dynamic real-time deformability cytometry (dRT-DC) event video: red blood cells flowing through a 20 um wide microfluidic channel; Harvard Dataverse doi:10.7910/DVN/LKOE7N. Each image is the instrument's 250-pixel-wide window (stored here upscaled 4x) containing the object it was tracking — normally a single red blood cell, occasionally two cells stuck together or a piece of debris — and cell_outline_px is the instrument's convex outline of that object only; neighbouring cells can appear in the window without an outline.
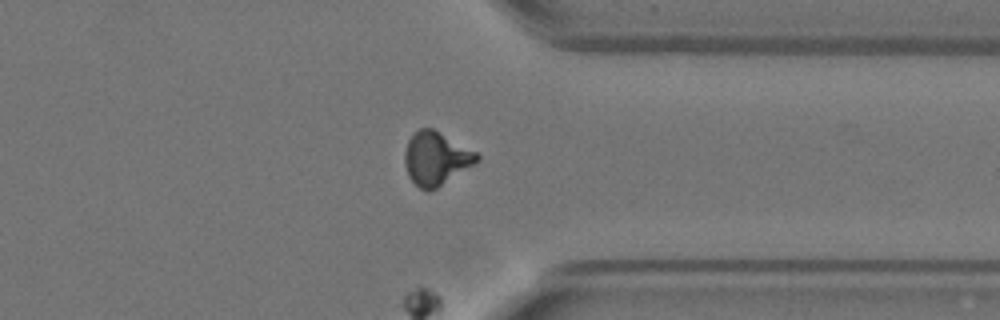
{"species": "Egyptian fruit bat (a non-hibernating species)", "species_latin": "Rousettus aegyptiacus", "temperature_condition": "warm", "stored_images_in_passage": 54, "segment_of_instrument_passage": [1, 2], "camera_frame_rate_fps": 3000, "um_per_image_px": 0.085, "animal": {"sex": "female"}, "frame": {"image": 1, "passage_image": 42, "time_ms": 13.667, "image_size_px": [1000, 320], "cell_outline_px": [[480, 160], [476, 164], [436, 188], [428, 192], [420, 188], [408, 176], [404, 164], [404, 152], [408, 140], [420, 128], [432, 128], [476, 152], [480, 156]], "centroid_in_image_um": [37.06, 13.49], "position_along_channel_um": 374.3, "area_um2": 22.31}}
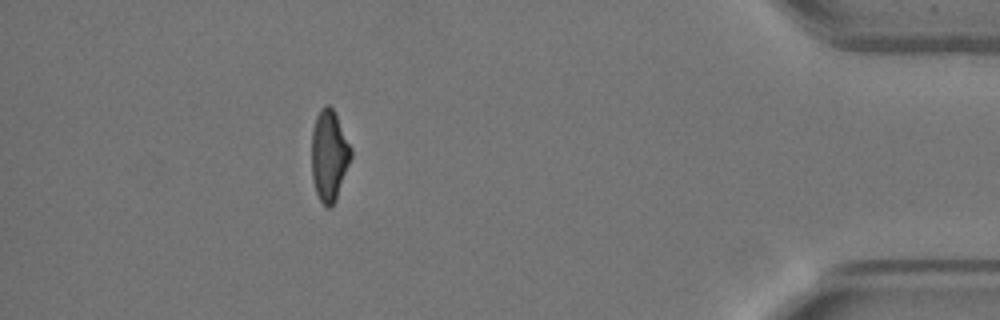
{"frame": {"image": 2, "passage_image": 48, "time_ms": 15.667, "image_size_px": [1000, 320], "cell_outline_px": [[352, 156], [336, 200], [328, 208], [320, 200], [316, 192], [312, 180], [312, 128], [316, 116], [320, 108], [324, 104], [328, 104], [332, 108], [352, 148]], "centroid_in_image_um": [27.97, 13.2], "position_along_channel_um": 407.2, "area_um2": 20.81}}